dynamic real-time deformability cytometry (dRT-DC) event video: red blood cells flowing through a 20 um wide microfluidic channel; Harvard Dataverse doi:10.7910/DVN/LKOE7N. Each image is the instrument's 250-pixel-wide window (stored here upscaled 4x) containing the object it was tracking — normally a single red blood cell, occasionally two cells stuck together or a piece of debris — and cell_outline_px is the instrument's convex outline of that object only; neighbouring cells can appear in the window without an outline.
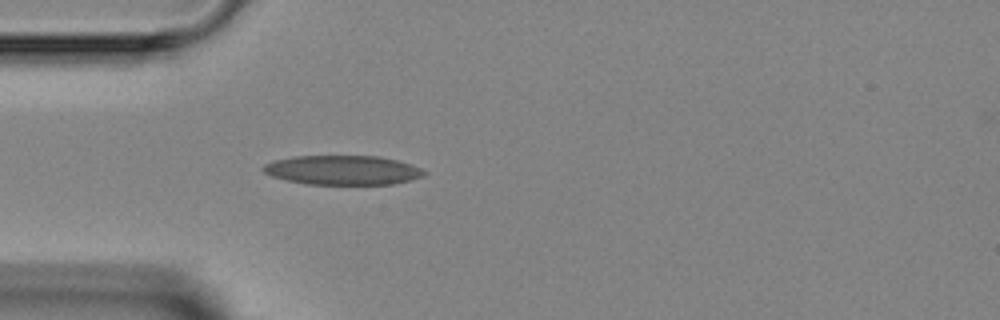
{"species": "Egyptian fruit bat (a non-hibernating species)", "species_latin": "Rousettus aegyptiacus", "temperature_condition": "room temperature", "stored_images_in_passage": 1, "camera_frame_rate_fps": 3000, "um_per_image_px": 0.085, "animal": {"sex": "female"}, "frame": {"image": 1, "passage_image": 1, "time_ms": 0.0, "image_size_px": [1000, 320], "cell_outline_px": [[428, 172], [424, 176], [412, 180], [392, 184], [308, 184], [288, 180], [272, 176], [264, 172], [260, 168], [264, 164], [272, 160], [292, 156], [380, 156], [396, 160], [420, 168]], "centroid_in_image_um": [29.11, 14.45], "position_along_channel_um": 55.9, "area_um2": 27.57}}